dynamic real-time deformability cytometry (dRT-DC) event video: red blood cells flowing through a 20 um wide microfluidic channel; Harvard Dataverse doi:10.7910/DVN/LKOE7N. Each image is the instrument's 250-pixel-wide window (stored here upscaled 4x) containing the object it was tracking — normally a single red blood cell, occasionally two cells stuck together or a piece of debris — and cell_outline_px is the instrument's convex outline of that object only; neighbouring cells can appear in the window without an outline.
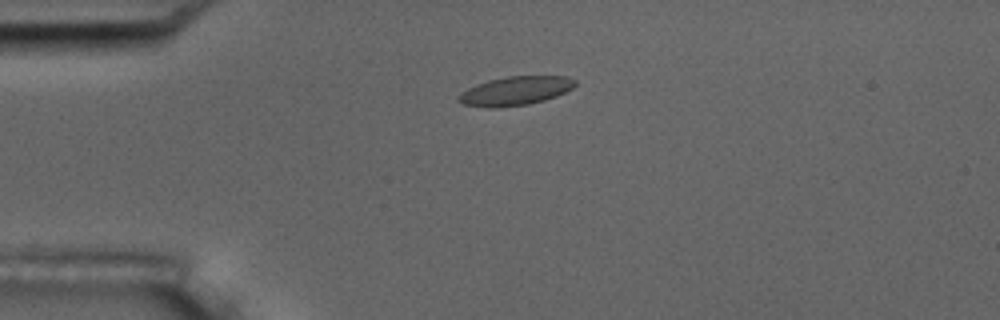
{"species": "common noctule bat (a hibernating species)", "species_latin": "Nyctalus noctula", "temperature_condition": "room temperature", "stored_images_in_passage": 5, "camera_frame_rate_fps": 3000, "um_per_image_px": 0.085, "animal": {"sex": "male", "body_mass_g": 17.5, "forearm_length_mm": 52.3}, "frame": {"image": 1, "passage_image": 3, "time_ms": 2.333, "image_size_px": [1000, 320], "cell_outline_px": [[576, 84], [572, 88], [556, 96], [544, 100], [528, 104], [496, 108], [488, 108], [464, 104], [456, 100], [456, 96], [460, 92], [476, 84], [488, 80], [508, 76], [568, 76], [576, 80]], "centroid_in_image_um": [43.77, 7.72], "position_along_channel_um": 41.2, "area_um2": 19.71}}